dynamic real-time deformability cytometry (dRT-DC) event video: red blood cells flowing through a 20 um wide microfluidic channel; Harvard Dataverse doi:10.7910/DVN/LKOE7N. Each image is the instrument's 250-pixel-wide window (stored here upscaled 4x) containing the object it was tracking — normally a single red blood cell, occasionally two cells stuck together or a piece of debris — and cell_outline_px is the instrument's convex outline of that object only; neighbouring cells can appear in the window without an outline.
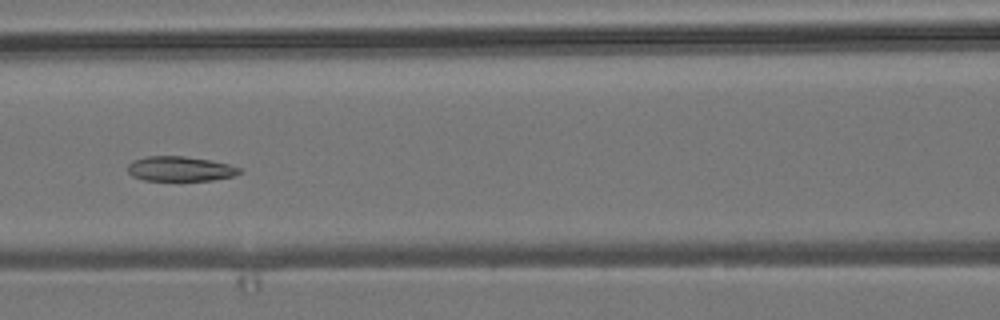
{"species": "common noctule bat (a hibernating species)", "species_latin": "Nyctalus noctula", "temperature_condition": "room temperature", "stored_images_in_passage": 5, "camera_frame_rate_fps": 3000, "um_per_image_px": 0.085, "animal": {"sex": "male", "body_mass_g": 19.2, "forearm_length_mm": 51.8}, "frame": {"image": 1, "passage_image": 5, "time_ms": 4.333, "image_size_px": [1000, 320], "cell_outline_px": [[244, 172], [232, 176], [212, 180], [144, 180], [132, 176], [128, 172], [128, 164], [132, 160], [144, 156], [184, 156], [208, 160], [228, 164], [240, 168]], "centroid_in_image_um": [15.28, 14.34], "position_along_channel_um": 151.3, "area_um2": 16.13}}